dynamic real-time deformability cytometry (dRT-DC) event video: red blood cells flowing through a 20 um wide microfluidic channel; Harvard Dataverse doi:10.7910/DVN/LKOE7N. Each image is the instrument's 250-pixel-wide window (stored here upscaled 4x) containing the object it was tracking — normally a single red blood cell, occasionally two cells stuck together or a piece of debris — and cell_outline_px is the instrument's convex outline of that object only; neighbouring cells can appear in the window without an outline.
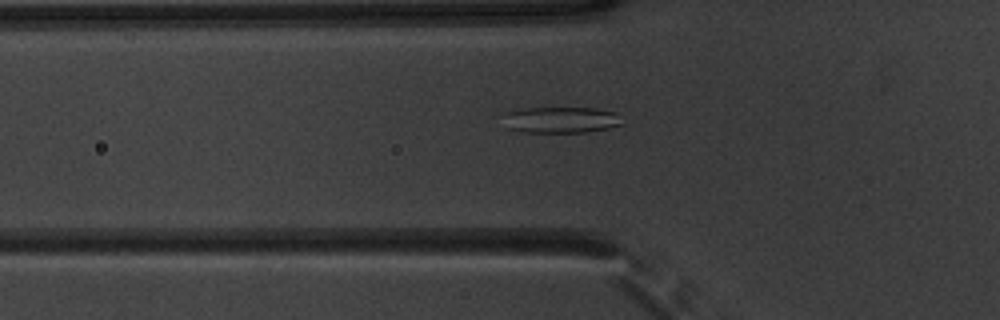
{"species": "common noctule bat (a hibernating species)", "species_latin": "Nyctalus noctula", "temperature_condition": "warm", "stored_images_in_passage": 53, "camera_frame_rate_fps": 3000, "um_per_image_px": 0.085, "animal": {"sex": "male", "body_mass_g": 20.1, "forearm_length_mm": 53.5}, "frame": {"image": 1, "passage_image": 19, "time_ms": 6.0, "image_size_px": [1000, 320], "cell_outline_px": [[624, 124], [608, 128], [588, 132], [524, 132], [508, 128], [504, 112], [520, 108], [596, 108], [620, 112]], "centroid_in_image_um": [47.77, 10.17], "position_along_channel_um": 78.0, "area_um2": 18.38}}
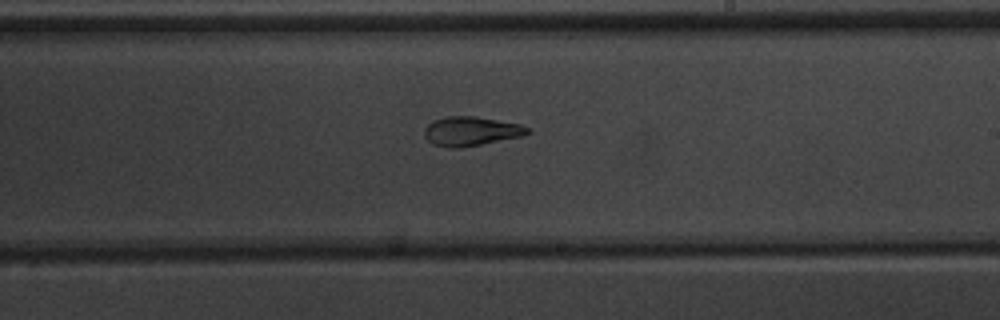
{"frame": {"image": 2, "passage_image": 32, "time_ms": 10.333, "image_size_px": [1000, 320], "cell_outline_px": [[532, 132], [520, 136], [480, 144], [456, 148], [452, 148], [432, 144], [424, 136], [424, 128], [432, 120], [444, 116], [476, 116], [520, 124], [528, 128]], "centroid_in_image_um": [39.99, 11.13], "position_along_channel_um": 249.0, "area_um2": 17.46}}
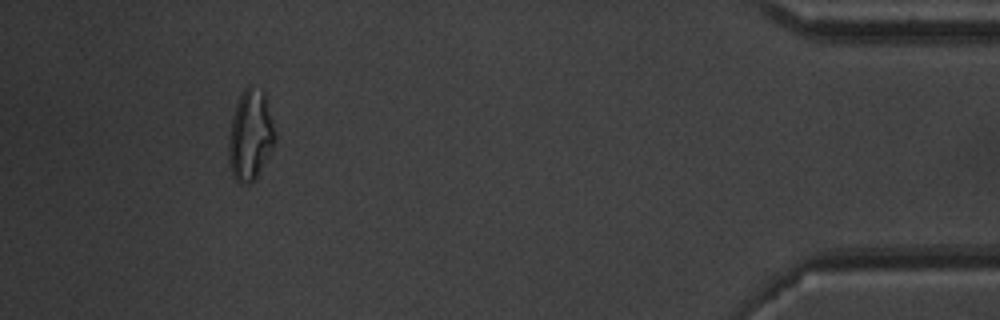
{"frame": {"image": 3, "passage_image": 49, "time_ms": 16.0, "image_size_px": [1000, 320], "cell_outline_px": [[276, 140], [256, 180], [248, 184], [236, 180], [232, 176], [228, 156], [228, 144], [232, 116], [236, 104], [244, 88], [248, 84], [252, 84], [264, 92], [276, 132]], "centroid_in_image_um": [21.29, 11.49], "position_along_channel_um": 413.9, "area_um2": 24.62}, "authors_computed_cell_mechanics": {"area_um2": 21.2704, "velocity_mm_per_s": 3.9202, "shape_relaxation_time_tau1_ms": null, "shape_relaxation_time_tau2_ms": 2.7316, "deformation_change_tau1": null, "deformation_change_tau2": 0.0957}}